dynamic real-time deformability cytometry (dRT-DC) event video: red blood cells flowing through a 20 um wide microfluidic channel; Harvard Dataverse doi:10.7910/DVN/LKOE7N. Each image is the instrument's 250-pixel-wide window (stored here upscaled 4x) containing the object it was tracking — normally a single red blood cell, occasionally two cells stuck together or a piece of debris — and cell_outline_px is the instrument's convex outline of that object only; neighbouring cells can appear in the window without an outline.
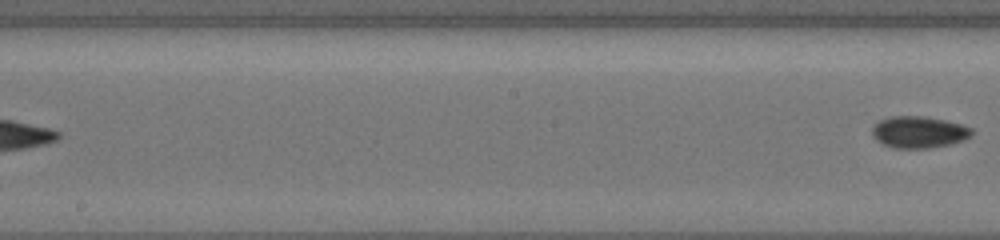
{"species": "common noctule bat (a hibernating species)", "species_latin": "Nyctalus noctula", "temperature_condition": "cold", "stored_images_in_passage": 24, "segment_of_instrument_passage": [2, 2], "camera_frame_rate_fps": 3000, "um_per_image_px": 0.085, "animal": {"sex": "female", "body_mass_g": 19.5, "forearm_length_mm": 54.1}, "frame": {"image": 1, "passage_image": 24, "time_ms": 11.667, "image_size_px": [1000, 240], "cell_outline_px": [[972, 136], [964, 140], [932, 148], [896, 148], [884, 144], [876, 140], [872, 136], [872, 128], [880, 120], [892, 116], [920, 116], [944, 120], [960, 124], [972, 128]], "centroid_in_image_um": [78.1, 11.23], "position_along_channel_um": 170.1, "area_um2": 18.26}}